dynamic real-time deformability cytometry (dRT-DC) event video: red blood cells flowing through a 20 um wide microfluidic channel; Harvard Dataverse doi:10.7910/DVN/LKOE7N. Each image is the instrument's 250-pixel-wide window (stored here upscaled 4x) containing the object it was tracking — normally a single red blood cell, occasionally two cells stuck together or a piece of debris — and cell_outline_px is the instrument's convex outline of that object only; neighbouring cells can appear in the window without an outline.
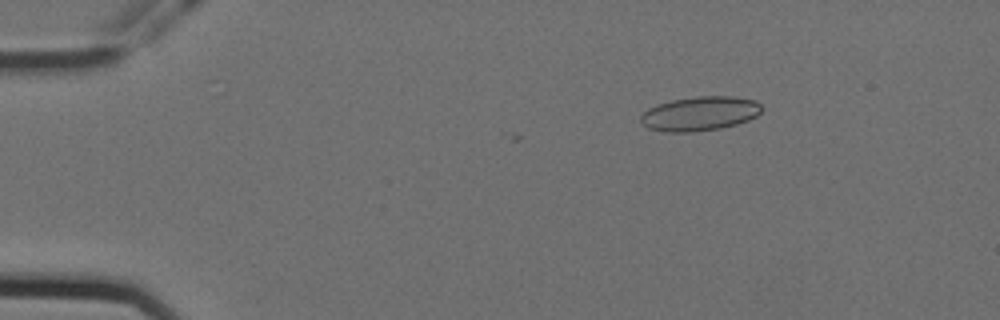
{"species": "Egyptian fruit bat (a non-hibernating species)", "species_latin": "Rousettus aegyptiacus", "temperature_condition": "cold", "stored_images_in_passage": 5, "camera_frame_rate_fps": 3000, "um_per_image_px": 0.085, "animal": {"sex": "female"}, "frame": {"image": 1, "passage_image": 1, "time_ms": 0.0, "image_size_px": [1000, 320], "cell_outline_px": [[764, 108], [756, 116], [748, 120], [736, 124], [720, 128], [692, 132], [664, 132], [648, 128], [640, 120], [640, 116], [648, 108], [672, 100], [696, 96], [732, 96], [756, 100]], "centroid_in_image_um": [59.5, 9.65], "position_along_channel_um": 25.5, "area_um2": 24.16}}